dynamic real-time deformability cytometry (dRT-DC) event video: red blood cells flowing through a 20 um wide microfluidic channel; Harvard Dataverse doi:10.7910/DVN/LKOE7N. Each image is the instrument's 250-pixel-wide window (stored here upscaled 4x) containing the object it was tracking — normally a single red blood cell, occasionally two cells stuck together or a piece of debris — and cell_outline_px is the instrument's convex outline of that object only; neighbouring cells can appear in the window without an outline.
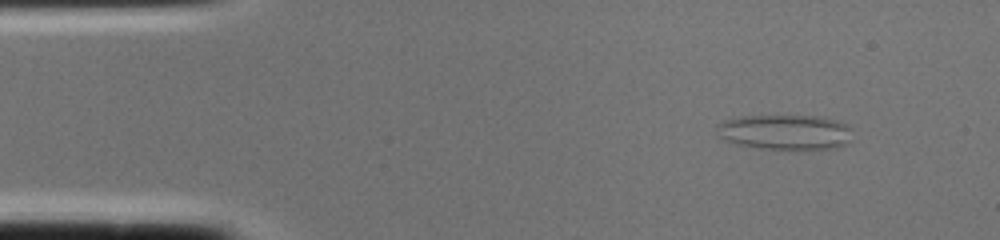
{"species": "common noctule bat (a hibernating species)", "species_latin": "Nyctalus noctula", "temperature_condition": "cold", "stored_images_in_passage": 1, "camera_frame_rate_fps": 3000, "um_per_image_px": 0.085, "animal": {"sex": "female", "body_mass_g": 22.0, "forearm_length_mm": 56.7}, "frame": {"image": 1, "passage_image": 1, "time_ms": 0.0, "image_size_px": [1000, 240], "cell_outline_px": [[848, 144], [836, 148], [760, 148], [740, 144], [724, 140], [716, 136], [716, 124], [724, 120], [740, 116], [824, 116], [848, 124]], "centroid_in_image_um": [66.67, 11.2], "position_along_channel_um": 18.3, "area_um2": 27.51}}